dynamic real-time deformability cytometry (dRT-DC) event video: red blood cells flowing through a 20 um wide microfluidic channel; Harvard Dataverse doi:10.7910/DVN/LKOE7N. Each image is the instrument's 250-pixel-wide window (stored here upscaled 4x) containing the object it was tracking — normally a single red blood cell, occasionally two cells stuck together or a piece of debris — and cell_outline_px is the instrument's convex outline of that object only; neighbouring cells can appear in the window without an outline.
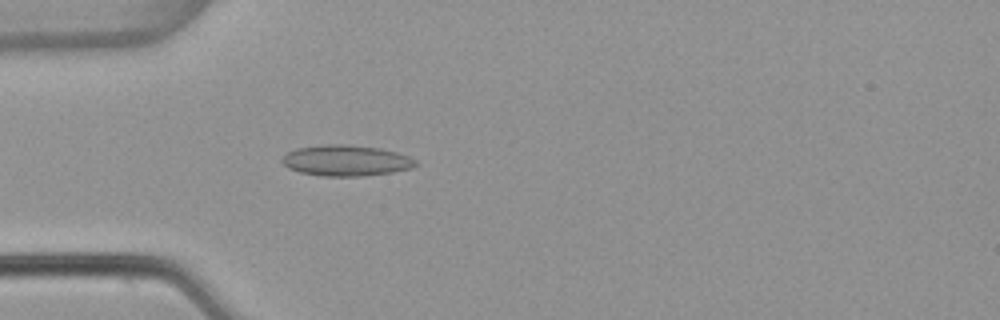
{"species": "common noctule bat (a hibernating species)", "species_latin": "Nyctalus noctula", "temperature_condition": "warm", "stored_images_in_passage": 52, "camera_frame_rate_fps": 3000, "um_per_image_px": 0.085, "animal": {"sex": "female", "body_mass_g": 22.7, "forearm_length_mm": 54.2}, "frame": {"image": 1, "passage_image": 15, "time_ms": 4.667, "image_size_px": [1000, 320], "cell_outline_px": [[420, 164], [412, 168], [392, 172], [364, 176], [324, 176], [300, 172], [288, 168], [280, 160], [288, 152], [296, 148], [324, 144], [348, 144], [380, 148], [396, 152], [408, 156], [416, 160]], "centroid_in_image_um": [29.43, 13.64], "position_along_channel_um": 55.6, "area_um2": 24.16}}
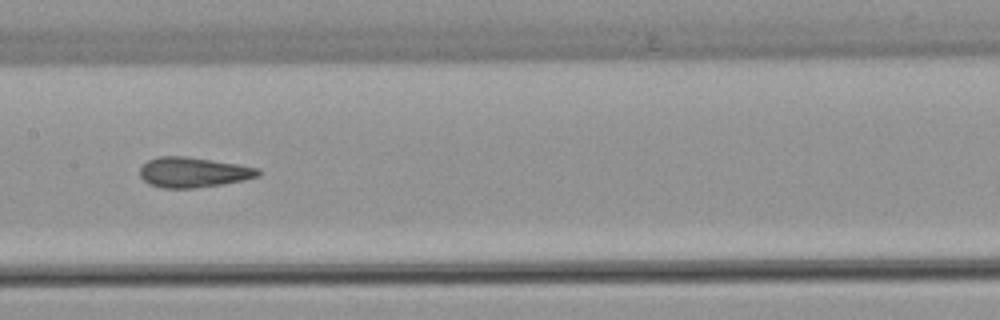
{"frame": {"image": 2, "passage_image": 26, "time_ms": 8.333, "image_size_px": [1000, 320], "cell_outline_px": [[260, 176], [244, 180], [220, 184], [192, 188], [164, 188], [148, 184], [140, 176], [140, 168], [148, 160], [156, 156], [184, 156], [212, 160], [260, 168]], "centroid_in_image_um": [16.41, 14.64], "position_along_channel_um": 191.0, "area_um2": 20.69}}
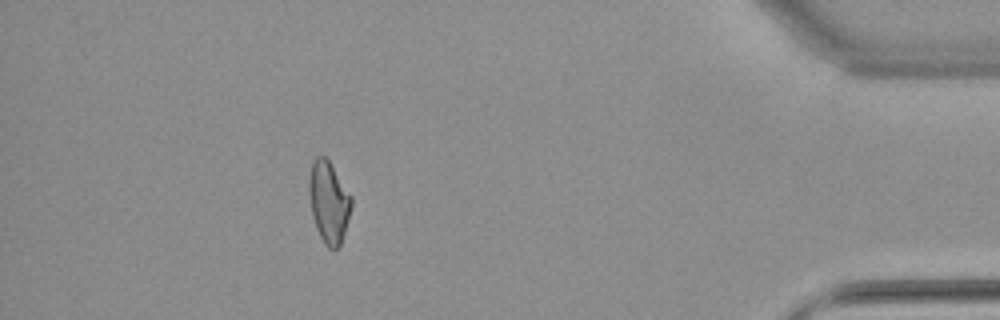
{"frame": {"image": 3, "passage_image": 47, "time_ms": 15.333, "image_size_px": [1000, 320], "cell_outline_px": [[352, 204], [348, 220], [340, 244], [336, 248], [328, 248], [324, 244], [316, 228], [312, 216], [308, 192], [308, 180], [312, 164], [316, 156], [324, 156], [328, 160], [352, 196]], "centroid_in_image_um": [27.93, 17.17], "position_along_channel_um": 407.3, "area_um2": 20.0}, "authors_computed_cell_mechanics": {"area_um2": 20.9236, "velocity_mm_per_s": 3.8388, "shape_relaxation_time_tau1_ms": null, "shape_relaxation_time_tau2_ms": 1.9979, "deformation_change_tau1": null, "deformation_change_tau2": 0.0923}}